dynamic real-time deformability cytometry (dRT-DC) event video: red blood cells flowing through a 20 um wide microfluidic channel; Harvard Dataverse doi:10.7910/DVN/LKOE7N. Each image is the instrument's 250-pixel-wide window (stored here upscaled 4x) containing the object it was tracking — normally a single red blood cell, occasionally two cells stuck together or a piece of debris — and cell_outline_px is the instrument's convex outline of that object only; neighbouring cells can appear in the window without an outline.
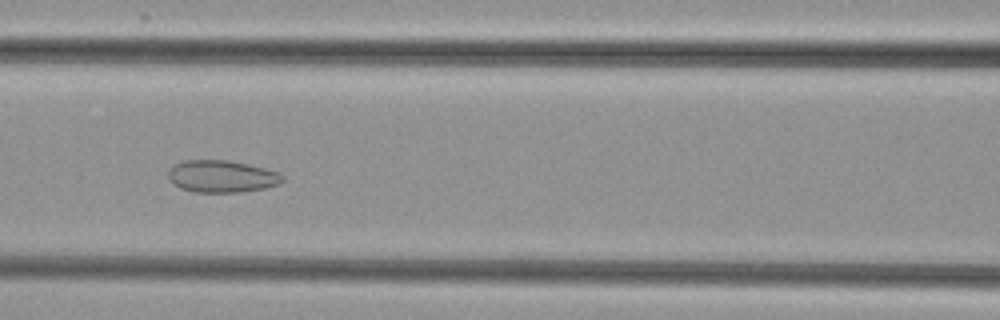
{"species": "common noctule bat (a hibernating species)", "species_latin": "Nyctalus noctula", "temperature_condition": "cold", "stored_images_in_passage": 52, "camera_frame_rate_fps": 3000, "um_per_image_px": 0.085, "animal": {"sex": "female", "body_mass_g": 29.2, "forearm_length_mm": 56.3}, "frame": {"image": 1, "passage_image": 23, "time_ms": 7.333, "image_size_px": [1000, 320], "cell_outline_px": [[284, 180], [280, 184], [264, 188], [240, 192], [196, 192], [180, 188], [172, 184], [168, 180], [168, 172], [176, 164], [184, 160], [228, 160], [248, 164], [280, 172], [284, 176]], "centroid_in_image_um": [18.86, 14.99], "position_along_channel_um": 147.7, "area_um2": 21.5}}
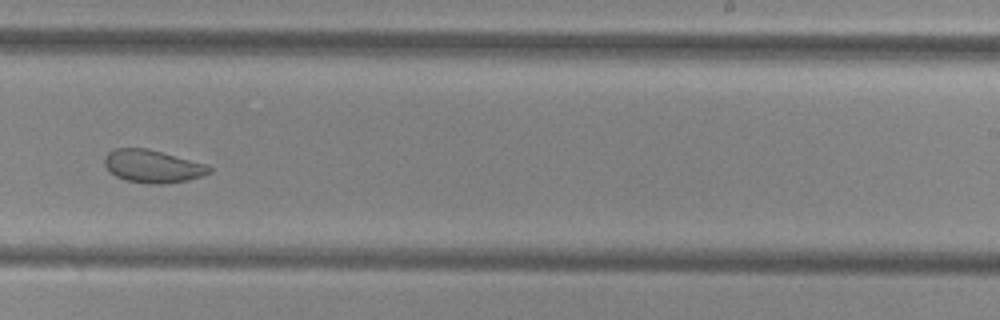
{"frame": {"image": 2, "passage_image": 33, "time_ms": 10.667, "image_size_px": [1000, 320], "cell_outline_px": [[212, 172], [188, 180], [164, 184], [148, 184], [124, 180], [108, 172], [104, 164], [104, 156], [108, 152], [116, 148], [148, 148], [208, 164], [212, 168]], "centroid_in_image_um": [12.96, 14.13], "position_along_channel_um": 276.0, "area_um2": 20.35}}
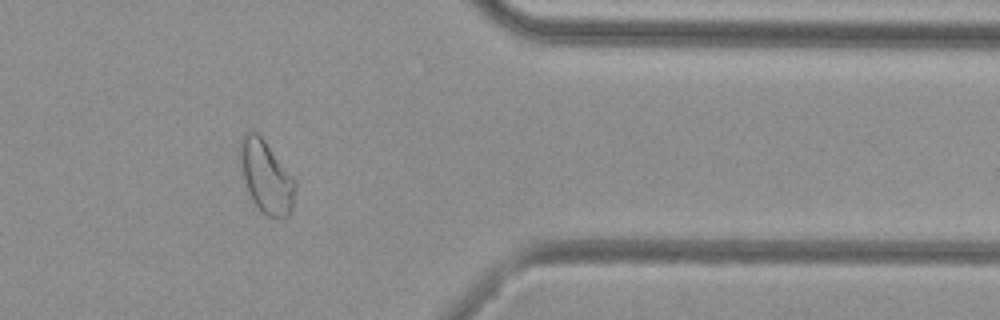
{"frame": {"image": 3, "passage_image": 43, "time_ms": 14.0, "image_size_px": [1000, 320], "cell_outline_px": [[296, 188], [292, 212], [284, 220], [280, 220], [268, 216], [256, 204], [248, 192], [244, 180], [240, 160], [240, 140], [244, 132], [256, 132], [264, 140], [296, 180]], "centroid_in_image_um": [22.66, 15.07], "position_along_channel_um": 388.7, "area_um2": 23.24}}